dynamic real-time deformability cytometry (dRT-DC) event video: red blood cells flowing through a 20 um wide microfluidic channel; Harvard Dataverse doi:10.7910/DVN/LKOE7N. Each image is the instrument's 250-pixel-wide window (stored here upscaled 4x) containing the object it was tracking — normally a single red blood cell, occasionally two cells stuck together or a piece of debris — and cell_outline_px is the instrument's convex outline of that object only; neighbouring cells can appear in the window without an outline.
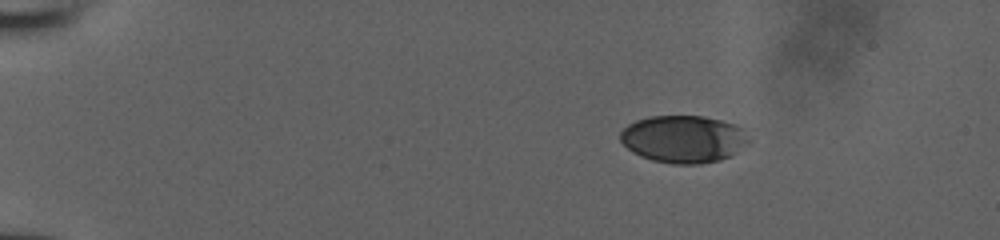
{"species": "human", "species_latin": "Homo sapiens", "temperature_condition": "room temperature", "stored_images_in_passage": 44, "camera_frame_rate_fps": 3000, "um_per_image_px": 0.085, "donor": {"sex": "male"}, "frame": {"image": 1, "passage_image": 1, "time_ms": 0.0, "image_size_px": [1000, 240], "cell_outline_px": [[748, 140], [732, 156], [720, 160], [700, 164], [672, 164], [652, 160], [640, 156], [632, 152], [620, 140], [620, 132], [628, 124], [636, 120], [652, 116], [704, 116], [736, 124], [744, 128]], "centroid_in_image_um": [58.08, 11.82], "position_along_channel_um": 26.9, "area_um2": 35.49}}
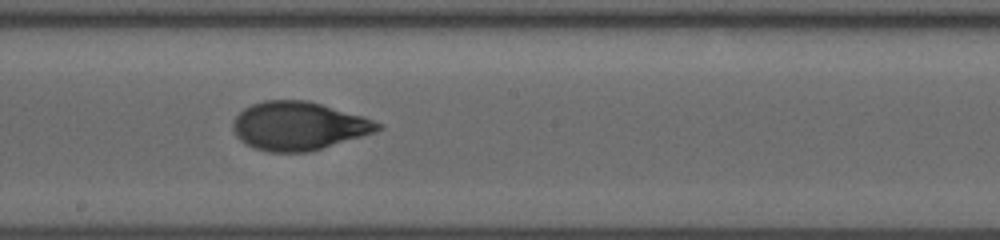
{"frame": {"image": 2, "passage_image": 23, "time_ms": 7.333, "image_size_px": [1000, 240], "cell_outline_px": [[384, 128], [360, 136], [308, 152], [268, 152], [244, 144], [236, 136], [232, 128], [232, 124], [236, 116], [244, 108], [252, 104], [264, 100], [308, 100], [364, 116], [384, 124]], "centroid_in_image_um": [25.36, 10.69], "position_along_channel_um": 222.8, "area_um2": 40.75}}
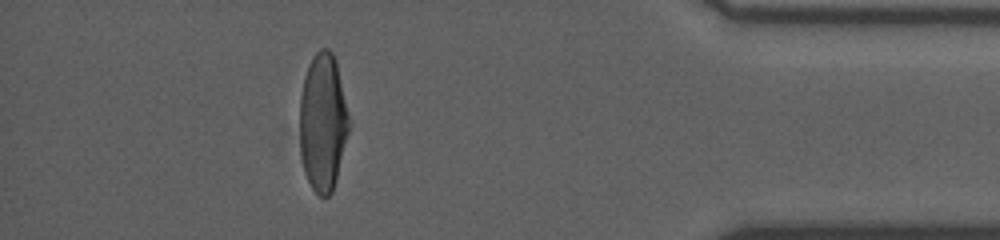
{"frame": {"image": 3, "passage_image": 39, "time_ms": 12.667, "image_size_px": [1000, 240], "cell_outline_px": [[348, 132], [336, 180], [332, 192], [328, 196], [320, 196], [312, 188], [304, 172], [300, 156], [300, 96], [304, 76], [308, 64], [316, 52], [320, 48], [328, 48], [332, 52], [336, 60], [348, 112]], "centroid_in_image_um": [27.42, 10.37], "position_along_channel_um": 407.8, "area_um2": 39.48}}